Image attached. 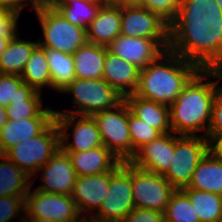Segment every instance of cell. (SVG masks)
Masks as SVG:
<instances>
[{
	"mask_svg": "<svg viewBox=\"0 0 222 222\" xmlns=\"http://www.w3.org/2000/svg\"><path fill=\"white\" fill-rule=\"evenodd\" d=\"M132 164L120 162L110 171V185L99 210L91 217L99 222H119L133 209Z\"/></svg>",
	"mask_w": 222,
	"mask_h": 222,
	"instance_id": "6",
	"label": "cell"
},
{
	"mask_svg": "<svg viewBox=\"0 0 222 222\" xmlns=\"http://www.w3.org/2000/svg\"><path fill=\"white\" fill-rule=\"evenodd\" d=\"M25 197V217L61 222H82L75 201L69 195L44 193L31 189Z\"/></svg>",
	"mask_w": 222,
	"mask_h": 222,
	"instance_id": "10",
	"label": "cell"
},
{
	"mask_svg": "<svg viewBox=\"0 0 222 222\" xmlns=\"http://www.w3.org/2000/svg\"><path fill=\"white\" fill-rule=\"evenodd\" d=\"M48 60L52 91L60 92L75 78L73 55L58 50L45 48Z\"/></svg>",
	"mask_w": 222,
	"mask_h": 222,
	"instance_id": "30",
	"label": "cell"
},
{
	"mask_svg": "<svg viewBox=\"0 0 222 222\" xmlns=\"http://www.w3.org/2000/svg\"><path fill=\"white\" fill-rule=\"evenodd\" d=\"M207 65L222 74V28L204 45Z\"/></svg>",
	"mask_w": 222,
	"mask_h": 222,
	"instance_id": "37",
	"label": "cell"
},
{
	"mask_svg": "<svg viewBox=\"0 0 222 222\" xmlns=\"http://www.w3.org/2000/svg\"><path fill=\"white\" fill-rule=\"evenodd\" d=\"M110 185V171L77 177L71 198L83 219L91 218L100 208ZM94 211V212H93Z\"/></svg>",
	"mask_w": 222,
	"mask_h": 222,
	"instance_id": "15",
	"label": "cell"
},
{
	"mask_svg": "<svg viewBox=\"0 0 222 222\" xmlns=\"http://www.w3.org/2000/svg\"><path fill=\"white\" fill-rule=\"evenodd\" d=\"M221 82V84L219 83ZM208 133H222V74L217 71V91Z\"/></svg>",
	"mask_w": 222,
	"mask_h": 222,
	"instance_id": "39",
	"label": "cell"
},
{
	"mask_svg": "<svg viewBox=\"0 0 222 222\" xmlns=\"http://www.w3.org/2000/svg\"><path fill=\"white\" fill-rule=\"evenodd\" d=\"M222 28V0H193V26L189 38L204 46Z\"/></svg>",
	"mask_w": 222,
	"mask_h": 222,
	"instance_id": "18",
	"label": "cell"
},
{
	"mask_svg": "<svg viewBox=\"0 0 222 222\" xmlns=\"http://www.w3.org/2000/svg\"><path fill=\"white\" fill-rule=\"evenodd\" d=\"M183 189L208 191L222 195V159L209 150L193 172L189 185Z\"/></svg>",
	"mask_w": 222,
	"mask_h": 222,
	"instance_id": "24",
	"label": "cell"
},
{
	"mask_svg": "<svg viewBox=\"0 0 222 222\" xmlns=\"http://www.w3.org/2000/svg\"><path fill=\"white\" fill-rule=\"evenodd\" d=\"M55 114L60 134V148L63 151L81 152L103 146L100 132L92 116Z\"/></svg>",
	"mask_w": 222,
	"mask_h": 222,
	"instance_id": "9",
	"label": "cell"
},
{
	"mask_svg": "<svg viewBox=\"0 0 222 222\" xmlns=\"http://www.w3.org/2000/svg\"><path fill=\"white\" fill-rule=\"evenodd\" d=\"M107 47L86 42L74 54L75 76L79 79H102Z\"/></svg>",
	"mask_w": 222,
	"mask_h": 222,
	"instance_id": "25",
	"label": "cell"
},
{
	"mask_svg": "<svg viewBox=\"0 0 222 222\" xmlns=\"http://www.w3.org/2000/svg\"><path fill=\"white\" fill-rule=\"evenodd\" d=\"M106 3L91 0H56L51 5L70 23L87 29Z\"/></svg>",
	"mask_w": 222,
	"mask_h": 222,
	"instance_id": "28",
	"label": "cell"
},
{
	"mask_svg": "<svg viewBox=\"0 0 222 222\" xmlns=\"http://www.w3.org/2000/svg\"><path fill=\"white\" fill-rule=\"evenodd\" d=\"M208 151L207 137L175 134V152L163 176L176 190L187 187L193 172Z\"/></svg>",
	"mask_w": 222,
	"mask_h": 222,
	"instance_id": "8",
	"label": "cell"
},
{
	"mask_svg": "<svg viewBox=\"0 0 222 222\" xmlns=\"http://www.w3.org/2000/svg\"><path fill=\"white\" fill-rule=\"evenodd\" d=\"M66 153L78 177L112 171L121 162L104 145L88 151Z\"/></svg>",
	"mask_w": 222,
	"mask_h": 222,
	"instance_id": "21",
	"label": "cell"
},
{
	"mask_svg": "<svg viewBox=\"0 0 222 222\" xmlns=\"http://www.w3.org/2000/svg\"><path fill=\"white\" fill-rule=\"evenodd\" d=\"M60 148L59 129L54 120L41 134L28 138L25 141L8 149L4 155L13 161L22 171L32 178L39 168L44 166Z\"/></svg>",
	"mask_w": 222,
	"mask_h": 222,
	"instance_id": "5",
	"label": "cell"
},
{
	"mask_svg": "<svg viewBox=\"0 0 222 222\" xmlns=\"http://www.w3.org/2000/svg\"><path fill=\"white\" fill-rule=\"evenodd\" d=\"M119 222H164V213L157 210L134 208Z\"/></svg>",
	"mask_w": 222,
	"mask_h": 222,
	"instance_id": "40",
	"label": "cell"
},
{
	"mask_svg": "<svg viewBox=\"0 0 222 222\" xmlns=\"http://www.w3.org/2000/svg\"><path fill=\"white\" fill-rule=\"evenodd\" d=\"M41 184L35 189L50 194L71 196L77 174L72 166L68 153L61 148L38 170Z\"/></svg>",
	"mask_w": 222,
	"mask_h": 222,
	"instance_id": "14",
	"label": "cell"
},
{
	"mask_svg": "<svg viewBox=\"0 0 222 222\" xmlns=\"http://www.w3.org/2000/svg\"><path fill=\"white\" fill-rule=\"evenodd\" d=\"M72 96V104L75 109H67L63 112L55 110V113L69 115L92 116L93 114L112 109L120 104L122 97L103 78L102 79H79L75 78L59 94Z\"/></svg>",
	"mask_w": 222,
	"mask_h": 222,
	"instance_id": "4",
	"label": "cell"
},
{
	"mask_svg": "<svg viewBox=\"0 0 222 222\" xmlns=\"http://www.w3.org/2000/svg\"><path fill=\"white\" fill-rule=\"evenodd\" d=\"M100 132L103 145L121 162H129L132 150L128 125V104L123 100L116 107L92 115Z\"/></svg>",
	"mask_w": 222,
	"mask_h": 222,
	"instance_id": "7",
	"label": "cell"
},
{
	"mask_svg": "<svg viewBox=\"0 0 222 222\" xmlns=\"http://www.w3.org/2000/svg\"><path fill=\"white\" fill-rule=\"evenodd\" d=\"M38 4H52L56 0H36Z\"/></svg>",
	"mask_w": 222,
	"mask_h": 222,
	"instance_id": "47",
	"label": "cell"
},
{
	"mask_svg": "<svg viewBox=\"0 0 222 222\" xmlns=\"http://www.w3.org/2000/svg\"><path fill=\"white\" fill-rule=\"evenodd\" d=\"M130 111L161 134L171 133L169 106L136 96L124 98Z\"/></svg>",
	"mask_w": 222,
	"mask_h": 222,
	"instance_id": "23",
	"label": "cell"
},
{
	"mask_svg": "<svg viewBox=\"0 0 222 222\" xmlns=\"http://www.w3.org/2000/svg\"><path fill=\"white\" fill-rule=\"evenodd\" d=\"M122 36L147 39H182L165 21L147 8L121 4Z\"/></svg>",
	"mask_w": 222,
	"mask_h": 222,
	"instance_id": "13",
	"label": "cell"
},
{
	"mask_svg": "<svg viewBox=\"0 0 222 222\" xmlns=\"http://www.w3.org/2000/svg\"><path fill=\"white\" fill-rule=\"evenodd\" d=\"M190 198L200 222H222V195L214 192L182 189Z\"/></svg>",
	"mask_w": 222,
	"mask_h": 222,
	"instance_id": "31",
	"label": "cell"
},
{
	"mask_svg": "<svg viewBox=\"0 0 222 222\" xmlns=\"http://www.w3.org/2000/svg\"><path fill=\"white\" fill-rule=\"evenodd\" d=\"M119 3L129 6H141L144 3V0H121Z\"/></svg>",
	"mask_w": 222,
	"mask_h": 222,
	"instance_id": "44",
	"label": "cell"
},
{
	"mask_svg": "<svg viewBox=\"0 0 222 222\" xmlns=\"http://www.w3.org/2000/svg\"><path fill=\"white\" fill-rule=\"evenodd\" d=\"M121 31V4L107 2L86 29L87 42L107 46Z\"/></svg>",
	"mask_w": 222,
	"mask_h": 222,
	"instance_id": "19",
	"label": "cell"
},
{
	"mask_svg": "<svg viewBox=\"0 0 222 222\" xmlns=\"http://www.w3.org/2000/svg\"><path fill=\"white\" fill-rule=\"evenodd\" d=\"M141 7L158 15L182 39L191 37L193 0H144Z\"/></svg>",
	"mask_w": 222,
	"mask_h": 222,
	"instance_id": "17",
	"label": "cell"
},
{
	"mask_svg": "<svg viewBox=\"0 0 222 222\" xmlns=\"http://www.w3.org/2000/svg\"><path fill=\"white\" fill-rule=\"evenodd\" d=\"M164 222H200L189 196L182 189L172 194L164 212Z\"/></svg>",
	"mask_w": 222,
	"mask_h": 222,
	"instance_id": "34",
	"label": "cell"
},
{
	"mask_svg": "<svg viewBox=\"0 0 222 222\" xmlns=\"http://www.w3.org/2000/svg\"><path fill=\"white\" fill-rule=\"evenodd\" d=\"M182 39H147L119 35L107 51L134 64L140 70L154 62L163 52L172 49Z\"/></svg>",
	"mask_w": 222,
	"mask_h": 222,
	"instance_id": "11",
	"label": "cell"
},
{
	"mask_svg": "<svg viewBox=\"0 0 222 222\" xmlns=\"http://www.w3.org/2000/svg\"><path fill=\"white\" fill-rule=\"evenodd\" d=\"M205 47L182 39L140 70L136 96L170 106L206 65Z\"/></svg>",
	"mask_w": 222,
	"mask_h": 222,
	"instance_id": "1",
	"label": "cell"
},
{
	"mask_svg": "<svg viewBox=\"0 0 222 222\" xmlns=\"http://www.w3.org/2000/svg\"><path fill=\"white\" fill-rule=\"evenodd\" d=\"M55 118H26L9 120L0 129V154L25 141L41 134Z\"/></svg>",
	"mask_w": 222,
	"mask_h": 222,
	"instance_id": "22",
	"label": "cell"
},
{
	"mask_svg": "<svg viewBox=\"0 0 222 222\" xmlns=\"http://www.w3.org/2000/svg\"><path fill=\"white\" fill-rule=\"evenodd\" d=\"M106 2L119 3L121 0H105Z\"/></svg>",
	"mask_w": 222,
	"mask_h": 222,
	"instance_id": "49",
	"label": "cell"
},
{
	"mask_svg": "<svg viewBox=\"0 0 222 222\" xmlns=\"http://www.w3.org/2000/svg\"><path fill=\"white\" fill-rule=\"evenodd\" d=\"M20 76L26 84L33 87L36 91L42 92L43 89H48V87L52 89L49 64L45 55V48L38 45L33 50Z\"/></svg>",
	"mask_w": 222,
	"mask_h": 222,
	"instance_id": "29",
	"label": "cell"
},
{
	"mask_svg": "<svg viewBox=\"0 0 222 222\" xmlns=\"http://www.w3.org/2000/svg\"><path fill=\"white\" fill-rule=\"evenodd\" d=\"M176 189L161 174L139 169L132 165V194L135 208L165 212Z\"/></svg>",
	"mask_w": 222,
	"mask_h": 222,
	"instance_id": "12",
	"label": "cell"
},
{
	"mask_svg": "<svg viewBox=\"0 0 222 222\" xmlns=\"http://www.w3.org/2000/svg\"><path fill=\"white\" fill-rule=\"evenodd\" d=\"M25 217V197L4 196L0 197V222L22 221Z\"/></svg>",
	"mask_w": 222,
	"mask_h": 222,
	"instance_id": "36",
	"label": "cell"
},
{
	"mask_svg": "<svg viewBox=\"0 0 222 222\" xmlns=\"http://www.w3.org/2000/svg\"><path fill=\"white\" fill-rule=\"evenodd\" d=\"M9 121L6 108L0 106V129Z\"/></svg>",
	"mask_w": 222,
	"mask_h": 222,
	"instance_id": "43",
	"label": "cell"
},
{
	"mask_svg": "<svg viewBox=\"0 0 222 222\" xmlns=\"http://www.w3.org/2000/svg\"><path fill=\"white\" fill-rule=\"evenodd\" d=\"M86 222H99V221H96V220H93L92 218H88V219H84Z\"/></svg>",
	"mask_w": 222,
	"mask_h": 222,
	"instance_id": "48",
	"label": "cell"
},
{
	"mask_svg": "<svg viewBox=\"0 0 222 222\" xmlns=\"http://www.w3.org/2000/svg\"><path fill=\"white\" fill-rule=\"evenodd\" d=\"M43 101V99H17L10 101L9 106L6 107L8 119L55 118V108L45 106Z\"/></svg>",
	"mask_w": 222,
	"mask_h": 222,
	"instance_id": "33",
	"label": "cell"
},
{
	"mask_svg": "<svg viewBox=\"0 0 222 222\" xmlns=\"http://www.w3.org/2000/svg\"><path fill=\"white\" fill-rule=\"evenodd\" d=\"M21 38L20 33L12 38L0 56V74L20 75L33 50L38 46V40L35 42Z\"/></svg>",
	"mask_w": 222,
	"mask_h": 222,
	"instance_id": "26",
	"label": "cell"
},
{
	"mask_svg": "<svg viewBox=\"0 0 222 222\" xmlns=\"http://www.w3.org/2000/svg\"><path fill=\"white\" fill-rule=\"evenodd\" d=\"M16 222H18L17 220H16ZM19 222H27L25 219H23L22 221H19Z\"/></svg>",
	"mask_w": 222,
	"mask_h": 222,
	"instance_id": "51",
	"label": "cell"
},
{
	"mask_svg": "<svg viewBox=\"0 0 222 222\" xmlns=\"http://www.w3.org/2000/svg\"><path fill=\"white\" fill-rule=\"evenodd\" d=\"M139 75L140 69L134 64L106 51L103 79L122 97L136 92Z\"/></svg>",
	"mask_w": 222,
	"mask_h": 222,
	"instance_id": "20",
	"label": "cell"
},
{
	"mask_svg": "<svg viewBox=\"0 0 222 222\" xmlns=\"http://www.w3.org/2000/svg\"><path fill=\"white\" fill-rule=\"evenodd\" d=\"M12 38H3V37H0V56L2 55V53L5 51V49L7 48V45L9 43V41L11 40Z\"/></svg>",
	"mask_w": 222,
	"mask_h": 222,
	"instance_id": "45",
	"label": "cell"
},
{
	"mask_svg": "<svg viewBox=\"0 0 222 222\" xmlns=\"http://www.w3.org/2000/svg\"><path fill=\"white\" fill-rule=\"evenodd\" d=\"M27 222H61V221H52L50 219H37V218H24Z\"/></svg>",
	"mask_w": 222,
	"mask_h": 222,
	"instance_id": "46",
	"label": "cell"
},
{
	"mask_svg": "<svg viewBox=\"0 0 222 222\" xmlns=\"http://www.w3.org/2000/svg\"><path fill=\"white\" fill-rule=\"evenodd\" d=\"M30 4L31 12L36 9L38 3L36 0H0V6L12 11H16L22 15V11Z\"/></svg>",
	"mask_w": 222,
	"mask_h": 222,
	"instance_id": "41",
	"label": "cell"
},
{
	"mask_svg": "<svg viewBox=\"0 0 222 222\" xmlns=\"http://www.w3.org/2000/svg\"><path fill=\"white\" fill-rule=\"evenodd\" d=\"M19 19V13L0 6V37L14 38L19 34Z\"/></svg>",
	"mask_w": 222,
	"mask_h": 222,
	"instance_id": "38",
	"label": "cell"
},
{
	"mask_svg": "<svg viewBox=\"0 0 222 222\" xmlns=\"http://www.w3.org/2000/svg\"><path fill=\"white\" fill-rule=\"evenodd\" d=\"M43 92L36 91L26 84L20 75L0 74V106L8 107L17 99H42Z\"/></svg>",
	"mask_w": 222,
	"mask_h": 222,
	"instance_id": "32",
	"label": "cell"
},
{
	"mask_svg": "<svg viewBox=\"0 0 222 222\" xmlns=\"http://www.w3.org/2000/svg\"><path fill=\"white\" fill-rule=\"evenodd\" d=\"M34 13L41 25L40 47L73 55L87 42L86 29L70 23L51 4H38Z\"/></svg>",
	"mask_w": 222,
	"mask_h": 222,
	"instance_id": "3",
	"label": "cell"
},
{
	"mask_svg": "<svg viewBox=\"0 0 222 222\" xmlns=\"http://www.w3.org/2000/svg\"><path fill=\"white\" fill-rule=\"evenodd\" d=\"M209 150L222 159V133H208Z\"/></svg>",
	"mask_w": 222,
	"mask_h": 222,
	"instance_id": "42",
	"label": "cell"
},
{
	"mask_svg": "<svg viewBox=\"0 0 222 222\" xmlns=\"http://www.w3.org/2000/svg\"><path fill=\"white\" fill-rule=\"evenodd\" d=\"M91 1H94V2H106L105 0H91Z\"/></svg>",
	"mask_w": 222,
	"mask_h": 222,
	"instance_id": "50",
	"label": "cell"
},
{
	"mask_svg": "<svg viewBox=\"0 0 222 222\" xmlns=\"http://www.w3.org/2000/svg\"><path fill=\"white\" fill-rule=\"evenodd\" d=\"M216 91L217 71L206 64L169 106L172 132L207 137Z\"/></svg>",
	"mask_w": 222,
	"mask_h": 222,
	"instance_id": "2",
	"label": "cell"
},
{
	"mask_svg": "<svg viewBox=\"0 0 222 222\" xmlns=\"http://www.w3.org/2000/svg\"><path fill=\"white\" fill-rule=\"evenodd\" d=\"M32 178L4 154H0V197H26Z\"/></svg>",
	"mask_w": 222,
	"mask_h": 222,
	"instance_id": "27",
	"label": "cell"
},
{
	"mask_svg": "<svg viewBox=\"0 0 222 222\" xmlns=\"http://www.w3.org/2000/svg\"><path fill=\"white\" fill-rule=\"evenodd\" d=\"M175 152V133L162 134L139 148L129 163L133 166L163 175L171 165Z\"/></svg>",
	"mask_w": 222,
	"mask_h": 222,
	"instance_id": "16",
	"label": "cell"
},
{
	"mask_svg": "<svg viewBox=\"0 0 222 222\" xmlns=\"http://www.w3.org/2000/svg\"><path fill=\"white\" fill-rule=\"evenodd\" d=\"M128 125L132 142V150L136 152L143 145L157 139L162 134L135 116L128 106Z\"/></svg>",
	"mask_w": 222,
	"mask_h": 222,
	"instance_id": "35",
	"label": "cell"
}]
</instances>
